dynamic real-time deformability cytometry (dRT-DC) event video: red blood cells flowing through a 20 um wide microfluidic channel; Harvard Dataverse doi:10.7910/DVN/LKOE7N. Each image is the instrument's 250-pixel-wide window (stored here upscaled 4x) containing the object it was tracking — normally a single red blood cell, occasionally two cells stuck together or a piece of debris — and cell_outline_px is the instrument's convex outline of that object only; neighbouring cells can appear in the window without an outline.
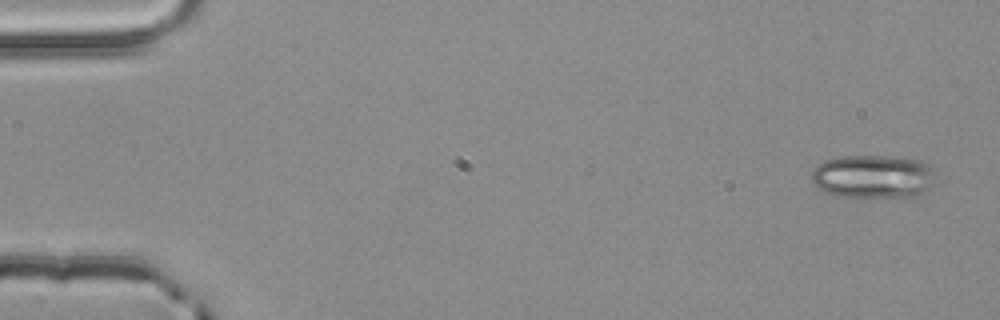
{"species": "common noctule bat (a hibernating species)", "species_latin": "Nyctalus noctula", "temperature_condition": "room temperature", "stored_images_in_passage": 4, "camera_frame_rate_fps": 3000, "um_per_image_px": 0.085, "animal": {"sex": "male", "body_mass_g": 20.4}, "frame": {"image": 1, "passage_image": 1, "time_ms": 0.0, "image_size_px": [1000, 320], "cell_outline_px": [[932, 184], [924, 196], [836, 196], [824, 192], [812, 180], [812, 172], [824, 160], [844, 156], [888, 156], [920, 160], [928, 164], [932, 168]], "centroid_in_image_um": [74.24, 15.0], "position_along_channel_um": 10.8, "area_um2": 31.04}}